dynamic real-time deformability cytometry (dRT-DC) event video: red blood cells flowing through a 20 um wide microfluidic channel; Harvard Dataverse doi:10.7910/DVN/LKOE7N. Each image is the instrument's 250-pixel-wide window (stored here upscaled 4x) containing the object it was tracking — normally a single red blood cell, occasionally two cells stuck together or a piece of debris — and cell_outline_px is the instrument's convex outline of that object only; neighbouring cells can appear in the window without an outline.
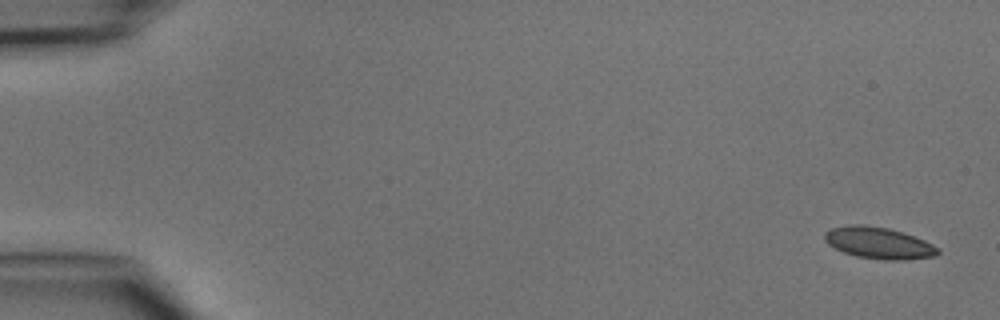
{"species": "common noctule bat (a hibernating species)", "species_latin": "Nyctalus noctula", "temperature_condition": "cold", "stored_images_in_passage": 4, "camera_frame_rate_fps": 3000, "um_per_image_px": 0.085, "animal": {"sex": "male", "body_mass_g": 15.6}, "frame": {"image": 1, "passage_image": 1, "time_ms": 0.0, "image_size_px": [1000, 320], "cell_outline_px": [[940, 252], [936, 256], [900, 260], [884, 260], [856, 256], [844, 252], [828, 244], [824, 240], [824, 232], [832, 228], [852, 224], [864, 224], [888, 228], [924, 240], [940, 248]], "centroid_in_image_um": [74.68, 20.65], "position_along_channel_um": 10.3, "area_um2": 20.75}}